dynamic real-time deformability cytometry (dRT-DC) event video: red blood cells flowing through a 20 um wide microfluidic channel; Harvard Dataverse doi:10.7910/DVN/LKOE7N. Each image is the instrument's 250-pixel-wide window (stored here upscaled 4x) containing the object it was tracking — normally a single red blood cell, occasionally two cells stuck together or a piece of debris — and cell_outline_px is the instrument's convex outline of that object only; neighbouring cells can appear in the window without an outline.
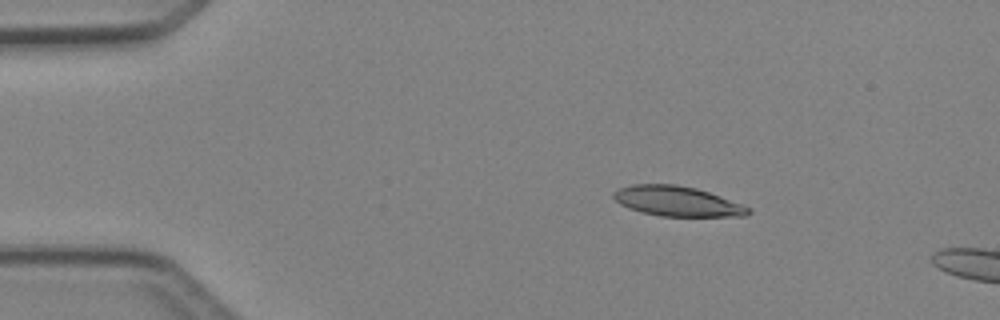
{"species": "Egyptian fruit bat (a non-hibernating species)", "species_latin": "Rousettus aegyptiacus", "temperature_condition": "cold", "stored_images_in_passage": 6, "camera_frame_rate_fps": 3000, "um_per_image_px": 0.085, "animal": {"sex": "female"}, "frame": {"image": 1, "passage_image": 1, "time_ms": 0.0, "image_size_px": [1000, 320], "cell_outline_px": [[752, 212], [748, 216], [660, 216], [640, 212], [628, 208], [620, 204], [612, 196], [612, 192], [620, 188], [632, 184], [676, 184], [696, 188], [720, 196], [752, 208]], "centroid_in_image_um": [57.56, 17.11], "position_along_channel_um": 27.4, "area_um2": 23.64}}